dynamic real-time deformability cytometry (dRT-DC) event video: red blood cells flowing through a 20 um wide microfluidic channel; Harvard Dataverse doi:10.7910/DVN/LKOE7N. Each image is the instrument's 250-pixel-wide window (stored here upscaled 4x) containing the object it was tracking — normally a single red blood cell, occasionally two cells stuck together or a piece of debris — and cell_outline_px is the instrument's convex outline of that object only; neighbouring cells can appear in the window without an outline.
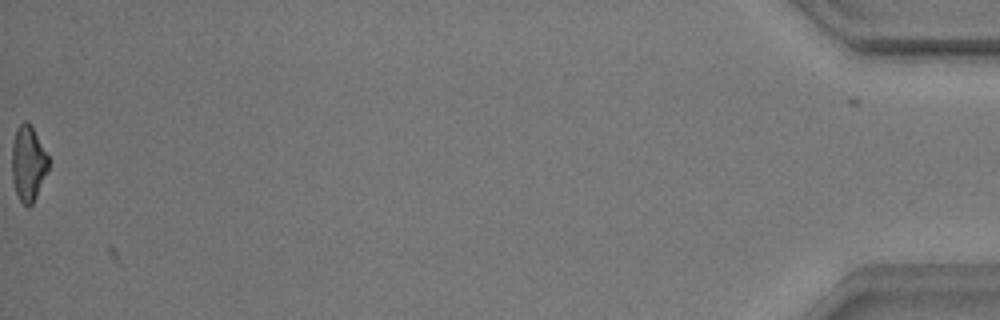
{"species": "common noctule bat (a hibernating species)", "species_latin": "Nyctalus noctula", "temperature_condition": "warm", "stored_images_in_passage": 47, "camera_frame_rate_fps": 3000, "um_per_image_px": 0.085, "animal": {"sex": "male", "body_mass_g": 17.9}, "frame": {"image": 1, "passage_image": 47, "time_ms": 15.333, "image_size_px": [1000, 320], "cell_outline_px": [[48, 168], [36, 196], [32, 204], [28, 208], [20, 200], [16, 192], [12, 180], [12, 144], [16, 128], [24, 120], [28, 120], [48, 156]], "centroid_in_image_um": [2.37, 13.87], "position_along_channel_um": 432.8, "area_um2": 15.84}}